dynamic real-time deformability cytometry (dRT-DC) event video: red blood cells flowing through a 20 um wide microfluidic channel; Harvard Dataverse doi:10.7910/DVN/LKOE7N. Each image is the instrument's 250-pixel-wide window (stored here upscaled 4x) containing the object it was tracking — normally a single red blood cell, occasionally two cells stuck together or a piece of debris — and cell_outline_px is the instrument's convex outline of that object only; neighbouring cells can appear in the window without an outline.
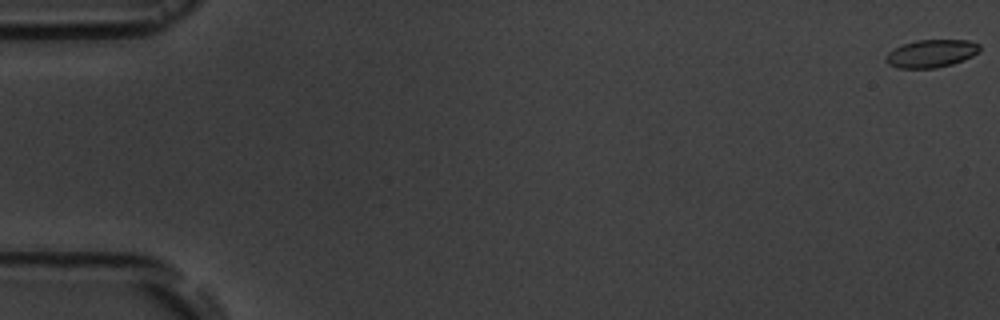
{"species": "common noctule bat (a hibernating species)", "species_latin": "Nyctalus noctula", "temperature_condition": "room temperature", "stored_images_in_passage": 4, "camera_frame_rate_fps": 3000, "um_per_image_px": 0.085, "animal": {"sex": "male", "body_mass_g": 19.5, "forearm_length_mm": 54.6}, "frame": {"image": 1, "passage_image": 1, "time_ms": 0.0, "image_size_px": [1000, 320], "cell_outline_px": [[980, 52], [964, 60], [952, 64], [936, 68], [896, 68], [888, 64], [884, 60], [884, 56], [888, 52], [904, 44], [916, 40], [968, 40], [980, 44]], "centroid_in_image_um": [79.16, 4.55], "position_along_channel_um": 5.8, "area_um2": 15.32}}